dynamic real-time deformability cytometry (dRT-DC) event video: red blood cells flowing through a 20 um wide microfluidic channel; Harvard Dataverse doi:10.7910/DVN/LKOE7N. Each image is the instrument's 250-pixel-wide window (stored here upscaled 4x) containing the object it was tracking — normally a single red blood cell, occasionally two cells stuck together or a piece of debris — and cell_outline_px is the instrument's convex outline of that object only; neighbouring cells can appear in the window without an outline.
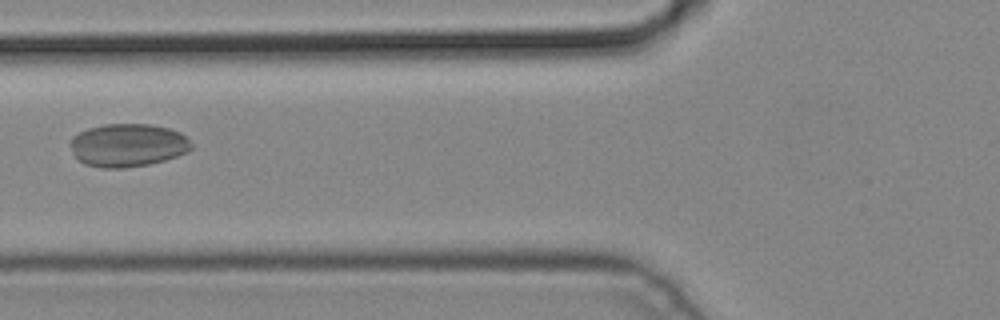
{"species": "common noctule bat (a hibernating species)", "species_latin": "Nyctalus noctula", "temperature_condition": "cold", "stored_images_in_passage": 5, "camera_frame_rate_fps": 3000, "um_per_image_px": 0.085, "animal": {"sex": "male", "body_mass_g": 19.2, "forearm_length_mm": 51.8}, "frame": {"image": 1, "passage_image": 5, "time_ms": 1.333, "image_size_px": [1000, 320], "cell_outline_px": [[192, 148], [188, 152], [164, 160], [148, 164], [124, 168], [100, 168], [84, 164], [72, 152], [68, 144], [72, 136], [88, 128], [104, 124], [148, 124], [168, 128], [180, 132], [188, 136], [192, 144]], "centroid_in_image_um": [10.86, 12.34], "position_along_channel_um": 114.9, "area_um2": 30.63}}